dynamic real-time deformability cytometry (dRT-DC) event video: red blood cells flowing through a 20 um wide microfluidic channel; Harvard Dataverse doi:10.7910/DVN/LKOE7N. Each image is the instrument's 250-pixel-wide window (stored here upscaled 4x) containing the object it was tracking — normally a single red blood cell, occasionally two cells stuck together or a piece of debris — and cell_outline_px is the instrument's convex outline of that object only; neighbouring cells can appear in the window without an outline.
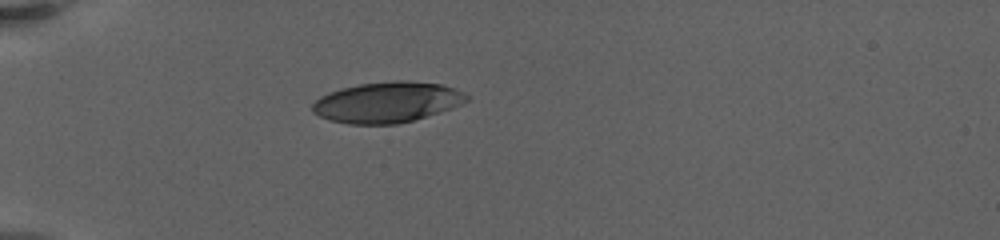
{"species": "human", "species_latin": "Homo sapiens", "temperature_condition": "warm", "stored_images_in_passage": 39, "camera_frame_rate_fps": 3000, "um_per_image_px": 0.085, "donor": {"sex": "female"}, "frame": {"image": 1, "passage_image": 1, "time_ms": 0.0, "image_size_px": [1000, 240], "cell_outline_px": [[468, 100], [460, 104], [412, 120], [396, 124], [348, 124], [332, 120], [320, 116], [312, 112], [312, 104], [320, 96], [328, 92], [340, 88], [360, 84], [392, 80], [404, 80], [440, 84], [464, 92], [468, 96]], "centroid_in_image_um": [32.85, 8.67], "position_along_channel_um": 52.2, "area_um2": 36.13}}
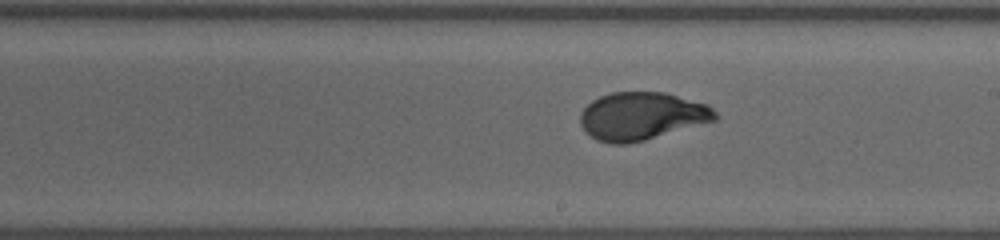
{"frame": {"image": 2, "passage_image": 16, "time_ms": 6.333, "image_size_px": [1000, 240], "cell_outline_px": [[716, 120], [644, 140], [628, 144], [612, 144], [596, 140], [580, 124], [580, 112], [592, 100], [600, 96], [612, 92], [664, 92], [708, 104], [716, 112]], "centroid_in_image_um": [54.53, 9.86], "position_along_channel_um": 234.5, "area_um2": 37.4}}
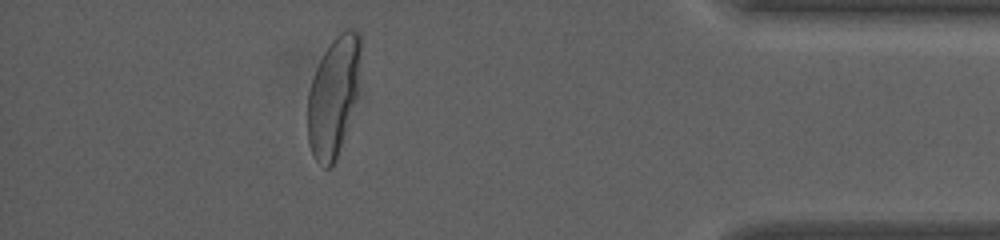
{"frame": {"image": 3, "passage_image": 34, "time_ms": 12.667, "image_size_px": [1000, 240], "cell_outline_px": [[360, 80], [356, 100], [336, 156], [332, 164], [328, 168], [324, 168], [316, 160], [312, 152], [308, 140], [308, 92], [316, 68], [324, 52], [332, 40], [344, 28], [352, 28], [360, 36]], "centroid_in_image_um": [28.35, 8.12], "position_along_channel_um": 406.9, "area_um2": 36.41}, "authors_computed_cell_mechanics": {"area_um2": 37.5122, "velocity_mm_per_s": 3.2748, "shape_relaxation_time_tau1_ms": 5.6372, "shape_relaxation_time_tau2_ms": null, "deformation_change_tau1": 0.2391, "deformation_change_tau2": null}}